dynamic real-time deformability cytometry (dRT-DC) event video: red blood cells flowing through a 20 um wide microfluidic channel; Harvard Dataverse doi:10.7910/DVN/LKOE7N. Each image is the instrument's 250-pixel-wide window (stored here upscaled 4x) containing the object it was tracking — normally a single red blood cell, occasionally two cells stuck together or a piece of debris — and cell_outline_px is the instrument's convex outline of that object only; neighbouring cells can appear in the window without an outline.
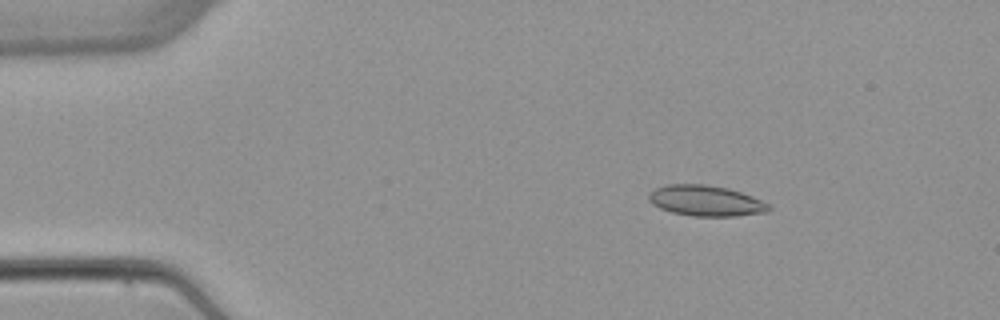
{"species": "common noctule bat (a hibernating species)", "species_latin": "Nyctalus noctula", "temperature_condition": "warm", "stored_images_in_passage": 4, "camera_frame_rate_fps": 3000, "um_per_image_px": 0.085, "animal": {"sex": "female", "body_mass_g": 22.7, "forearm_length_mm": 54.2}, "frame": {"image": 1, "passage_image": 2, "time_ms": 2.333, "image_size_px": [1000, 320], "cell_outline_px": [[772, 208], [768, 212], [736, 216], [692, 216], [672, 212], [660, 208], [652, 204], [648, 200], [648, 192], [656, 188], [668, 184], [704, 184], [728, 188], [752, 196], [768, 204]], "centroid_in_image_um": [59.97, 17.06], "position_along_channel_um": 25.0, "area_um2": 21.5}}